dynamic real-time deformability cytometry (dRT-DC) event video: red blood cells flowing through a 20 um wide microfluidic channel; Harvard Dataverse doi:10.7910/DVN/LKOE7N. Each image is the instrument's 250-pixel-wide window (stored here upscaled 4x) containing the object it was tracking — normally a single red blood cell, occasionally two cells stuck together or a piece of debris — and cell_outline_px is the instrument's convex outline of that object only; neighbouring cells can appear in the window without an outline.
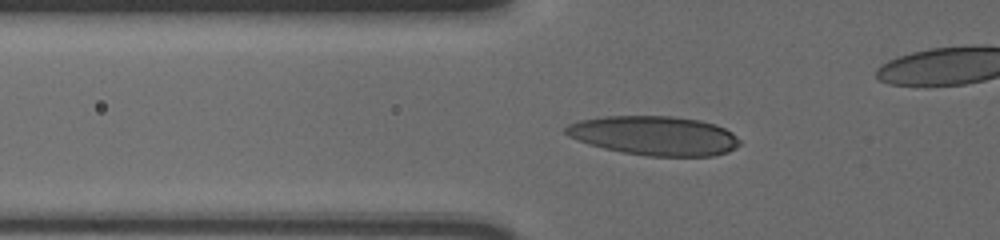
{"species": "human", "species_latin": "Homo sapiens", "temperature_condition": "cold", "stored_images_in_passage": 33, "camera_frame_rate_fps": 3000, "um_per_image_px": 0.085, "donor": {"sex": "male"}, "frame": {"image": 1, "passage_image": 2, "time_ms": 0.333, "image_size_px": [1000, 240], "cell_outline_px": [[740, 144], [728, 152], [712, 156], [648, 156], [624, 152], [604, 148], [588, 144], [568, 136], [564, 132], [564, 128], [568, 124], [580, 120], [604, 116], [672, 116], [700, 120], [716, 124], [732, 132], [740, 140]], "centroid_in_image_um": [55.62, 11.52], "position_along_channel_um": 70.2, "area_um2": 39.82}}
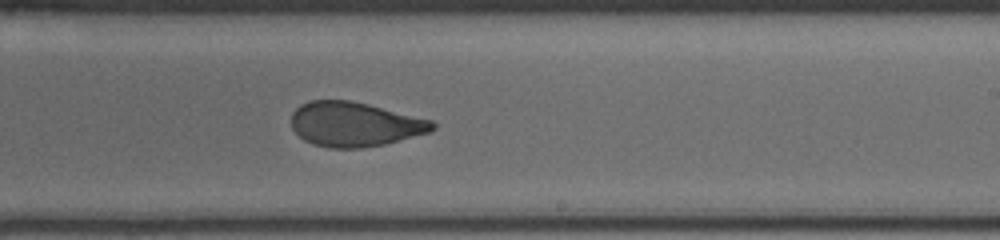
{"frame": {"image": 2, "passage_image": 18, "time_ms": 5.667, "image_size_px": [1000, 240], "cell_outline_px": [[436, 128], [428, 132], [384, 144], [360, 148], [328, 148], [312, 144], [304, 140], [292, 128], [292, 112], [300, 104], [308, 100], [348, 100], [368, 104], [432, 120], [436, 124]], "centroid_in_image_um": [30.11, 10.56], "position_along_channel_um": 258.9, "area_um2": 36.53}}
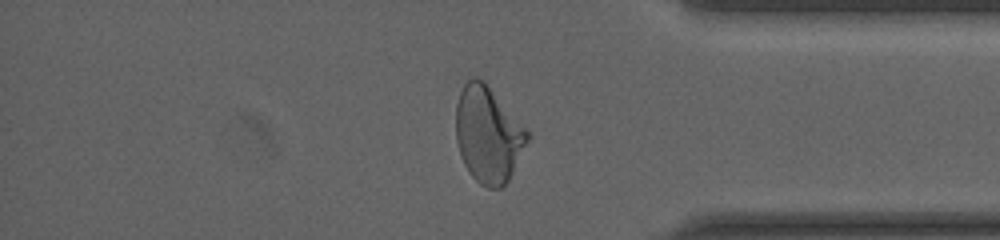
{"frame": {"image": 3, "passage_image": 30, "time_ms": 9.667, "image_size_px": [1000, 240], "cell_outline_px": [[528, 140], [508, 180], [500, 188], [488, 188], [480, 184], [468, 172], [464, 164], [456, 140], [456, 104], [460, 92], [464, 84], [472, 76], [476, 76], [484, 80], [528, 128]], "centroid_in_image_um": [41.48, 11.39], "position_along_channel_um": 393.7, "area_um2": 40.11}}